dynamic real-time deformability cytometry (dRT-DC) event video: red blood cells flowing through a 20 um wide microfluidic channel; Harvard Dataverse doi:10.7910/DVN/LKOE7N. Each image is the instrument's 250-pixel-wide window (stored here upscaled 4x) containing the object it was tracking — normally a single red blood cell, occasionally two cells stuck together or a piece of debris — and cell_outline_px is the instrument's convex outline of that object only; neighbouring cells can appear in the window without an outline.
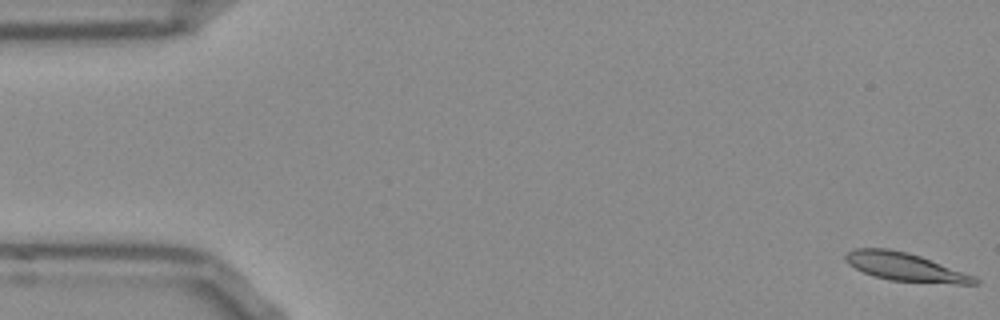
{"species": "Egyptian fruit bat (a non-hibernating species)", "species_latin": "Rousettus aegyptiacus", "temperature_condition": "room temperature", "stored_images_in_passage": 54, "camera_frame_rate_fps": 3000, "um_per_image_px": 0.085, "frame": {"image": 1, "passage_image": 1, "time_ms": 0.0, "image_size_px": [1000, 320], "cell_outline_px": [[980, 284], [956, 284], [892, 280], [876, 276], [864, 272], [848, 264], [844, 260], [844, 256], [848, 252], [856, 248], [888, 248], [908, 252], [920, 256], [976, 276], [980, 280]], "centroid_in_image_um": [76.98, 22.69], "position_along_channel_um": 8.0, "area_um2": 21.15}}
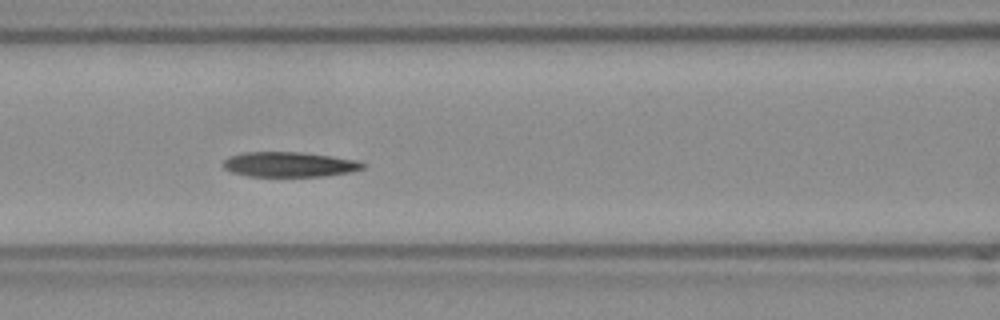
{"frame": {"image": 2, "passage_image": 22, "time_ms": 7.0, "image_size_px": [1000, 320], "cell_outline_px": [[368, 164], [364, 168], [352, 172], [328, 176], [248, 176], [232, 172], [224, 168], [224, 160], [232, 156], [244, 152], [300, 152], [332, 156], [356, 160]], "centroid_in_image_um": [24.66, 13.98], "position_along_channel_um": 141.9, "area_um2": 20.35}}
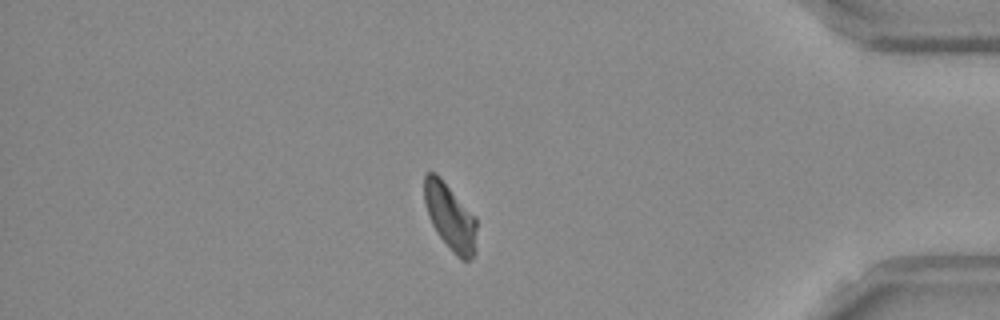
{"frame": {"image": 3, "passage_image": 45, "time_ms": 14.667, "image_size_px": [1000, 320], "cell_outline_px": [[476, 252], [468, 260], [460, 260], [456, 256], [436, 232], [428, 216], [424, 200], [424, 176], [428, 172], [436, 172], [440, 176], [476, 216]], "centroid_in_image_um": [38.27, 18.42], "position_along_channel_um": 396.9, "area_um2": 20.52}, "authors_computed_cell_mechanics": {"area_um2": 21.0681, "velocity_mm_per_s": 3.8263, "shape_relaxation_time_tau1_ms": 6.9441, "shape_relaxation_time_tau2_ms": 3.1064, "deformation_change_tau1": 0.1939, "deformation_change_tau2": 0.0778}}